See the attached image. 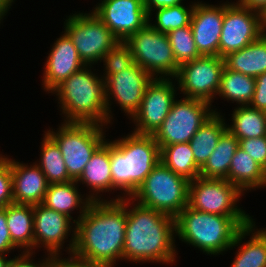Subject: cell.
<instances>
[{
    "mask_svg": "<svg viewBox=\"0 0 266 267\" xmlns=\"http://www.w3.org/2000/svg\"><path fill=\"white\" fill-rule=\"evenodd\" d=\"M189 181L161 161L131 197L136 203L176 217L188 205Z\"/></svg>",
    "mask_w": 266,
    "mask_h": 267,
    "instance_id": "cell-7",
    "label": "cell"
},
{
    "mask_svg": "<svg viewBox=\"0 0 266 267\" xmlns=\"http://www.w3.org/2000/svg\"><path fill=\"white\" fill-rule=\"evenodd\" d=\"M241 147L266 171V136L239 140Z\"/></svg>",
    "mask_w": 266,
    "mask_h": 267,
    "instance_id": "cell-37",
    "label": "cell"
},
{
    "mask_svg": "<svg viewBox=\"0 0 266 267\" xmlns=\"http://www.w3.org/2000/svg\"><path fill=\"white\" fill-rule=\"evenodd\" d=\"M152 80L153 77L136 63L109 76L105 80L108 123L113 119L110 106L112 98V101H117L116 103L129 116L128 118H132L139 110L145 89Z\"/></svg>",
    "mask_w": 266,
    "mask_h": 267,
    "instance_id": "cell-14",
    "label": "cell"
},
{
    "mask_svg": "<svg viewBox=\"0 0 266 267\" xmlns=\"http://www.w3.org/2000/svg\"><path fill=\"white\" fill-rule=\"evenodd\" d=\"M92 11L120 40L148 24L144 0H101Z\"/></svg>",
    "mask_w": 266,
    "mask_h": 267,
    "instance_id": "cell-17",
    "label": "cell"
},
{
    "mask_svg": "<svg viewBox=\"0 0 266 267\" xmlns=\"http://www.w3.org/2000/svg\"><path fill=\"white\" fill-rule=\"evenodd\" d=\"M227 180L243 193L256 188H266V171L241 147L231 160Z\"/></svg>",
    "mask_w": 266,
    "mask_h": 267,
    "instance_id": "cell-24",
    "label": "cell"
},
{
    "mask_svg": "<svg viewBox=\"0 0 266 267\" xmlns=\"http://www.w3.org/2000/svg\"><path fill=\"white\" fill-rule=\"evenodd\" d=\"M124 43L134 58V62L153 78L176 76L177 64L167 33L153 29L149 24L128 36Z\"/></svg>",
    "mask_w": 266,
    "mask_h": 267,
    "instance_id": "cell-8",
    "label": "cell"
},
{
    "mask_svg": "<svg viewBox=\"0 0 266 267\" xmlns=\"http://www.w3.org/2000/svg\"><path fill=\"white\" fill-rule=\"evenodd\" d=\"M167 35L179 66L202 56L197 50L190 25L168 32Z\"/></svg>",
    "mask_w": 266,
    "mask_h": 267,
    "instance_id": "cell-34",
    "label": "cell"
},
{
    "mask_svg": "<svg viewBox=\"0 0 266 267\" xmlns=\"http://www.w3.org/2000/svg\"><path fill=\"white\" fill-rule=\"evenodd\" d=\"M78 184H87L92 192L87 195L92 201H105L101 199L100 192L112 191V176L110 166V142L105 141L92 155L84 168L82 175L76 181ZM96 192V193H95ZM99 194V195H98ZM95 195V196H94Z\"/></svg>",
    "mask_w": 266,
    "mask_h": 267,
    "instance_id": "cell-21",
    "label": "cell"
},
{
    "mask_svg": "<svg viewBox=\"0 0 266 267\" xmlns=\"http://www.w3.org/2000/svg\"><path fill=\"white\" fill-rule=\"evenodd\" d=\"M211 106L209 102L199 99L185 97L178 101L176 99L165 120L153 134L159 148L190 142L208 118L214 113L220 114L217 109H211Z\"/></svg>",
    "mask_w": 266,
    "mask_h": 267,
    "instance_id": "cell-10",
    "label": "cell"
},
{
    "mask_svg": "<svg viewBox=\"0 0 266 267\" xmlns=\"http://www.w3.org/2000/svg\"><path fill=\"white\" fill-rule=\"evenodd\" d=\"M2 1H4L10 8L12 3L14 2V0H2Z\"/></svg>",
    "mask_w": 266,
    "mask_h": 267,
    "instance_id": "cell-47",
    "label": "cell"
},
{
    "mask_svg": "<svg viewBox=\"0 0 266 267\" xmlns=\"http://www.w3.org/2000/svg\"><path fill=\"white\" fill-rule=\"evenodd\" d=\"M261 31L266 35V7L260 12Z\"/></svg>",
    "mask_w": 266,
    "mask_h": 267,
    "instance_id": "cell-44",
    "label": "cell"
},
{
    "mask_svg": "<svg viewBox=\"0 0 266 267\" xmlns=\"http://www.w3.org/2000/svg\"><path fill=\"white\" fill-rule=\"evenodd\" d=\"M64 24V32L86 66L101 62L104 55L120 41L92 11L69 15Z\"/></svg>",
    "mask_w": 266,
    "mask_h": 267,
    "instance_id": "cell-9",
    "label": "cell"
},
{
    "mask_svg": "<svg viewBox=\"0 0 266 267\" xmlns=\"http://www.w3.org/2000/svg\"><path fill=\"white\" fill-rule=\"evenodd\" d=\"M131 204L134 201L126 198L127 223L123 260L167 265L174 263L178 254L175 248V218L138 203L132 208Z\"/></svg>",
    "mask_w": 266,
    "mask_h": 267,
    "instance_id": "cell-2",
    "label": "cell"
},
{
    "mask_svg": "<svg viewBox=\"0 0 266 267\" xmlns=\"http://www.w3.org/2000/svg\"><path fill=\"white\" fill-rule=\"evenodd\" d=\"M110 142L112 190H121L111 201L131 198L160 162V148L153 135L130 133ZM126 195V196H125Z\"/></svg>",
    "mask_w": 266,
    "mask_h": 267,
    "instance_id": "cell-3",
    "label": "cell"
},
{
    "mask_svg": "<svg viewBox=\"0 0 266 267\" xmlns=\"http://www.w3.org/2000/svg\"><path fill=\"white\" fill-rule=\"evenodd\" d=\"M183 0H144V7L148 14V20H153L152 13L160 8H167L179 4H183ZM153 11V12H152Z\"/></svg>",
    "mask_w": 266,
    "mask_h": 267,
    "instance_id": "cell-42",
    "label": "cell"
},
{
    "mask_svg": "<svg viewBox=\"0 0 266 267\" xmlns=\"http://www.w3.org/2000/svg\"><path fill=\"white\" fill-rule=\"evenodd\" d=\"M232 124L227 129L238 139L266 136V112L251 108L249 105L238 106L233 110Z\"/></svg>",
    "mask_w": 266,
    "mask_h": 267,
    "instance_id": "cell-29",
    "label": "cell"
},
{
    "mask_svg": "<svg viewBox=\"0 0 266 267\" xmlns=\"http://www.w3.org/2000/svg\"><path fill=\"white\" fill-rule=\"evenodd\" d=\"M160 161L177 175L189 182L200 177L189 142L164 146L160 149Z\"/></svg>",
    "mask_w": 266,
    "mask_h": 267,
    "instance_id": "cell-31",
    "label": "cell"
},
{
    "mask_svg": "<svg viewBox=\"0 0 266 267\" xmlns=\"http://www.w3.org/2000/svg\"><path fill=\"white\" fill-rule=\"evenodd\" d=\"M237 3L258 12H261L266 7V0H238Z\"/></svg>",
    "mask_w": 266,
    "mask_h": 267,
    "instance_id": "cell-43",
    "label": "cell"
},
{
    "mask_svg": "<svg viewBox=\"0 0 266 267\" xmlns=\"http://www.w3.org/2000/svg\"><path fill=\"white\" fill-rule=\"evenodd\" d=\"M224 19V3L209 5L195 2L190 26L198 52L219 56V40Z\"/></svg>",
    "mask_w": 266,
    "mask_h": 267,
    "instance_id": "cell-18",
    "label": "cell"
},
{
    "mask_svg": "<svg viewBox=\"0 0 266 267\" xmlns=\"http://www.w3.org/2000/svg\"><path fill=\"white\" fill-rule=\"evenodd\" d=\"M194 4L195 2H192V5H189V8H186L184 4H179L157 9L156 13H154L156 21L152 24V20H148V24L153 29L162 33H168L180 27L189 26Z\"/></svg>",
    "mask_w": 266,
    "mask_h": 267,
    "instance_id": "cell-33",
    "label": "cell"
},
{
    "mask_svg": "<svg viewBox=\"0 0 266 267\" xmlns=\"http://www.w3.org/2000/svg\"><path fill=\"white\" fill-rule=\"evenodd\" d=\"M254 219L252 216H223L186 206L176 217V236L207 255L231 250L237 233Z\"/></svg>",
    "mask_w": 266,
    "mask_h": 267,
    "instance_id": "cell-4",
    "label": "cell"
},
{
    "mask_svg": "<svg viewBox=\"0 0 266 267\" xmlns=\"http://www.w3.org/2000/svg\"><path fill=\"white\" fill-rule=\"evenodd\" d=\"M104 127L94 123L63 122L46 133L60 148L69 177L77 181L94 152L106 141Z\"/></svg>",
    "mask_w": 266,
    "mask_h": 267,
    "instance_id": "cell-6",
    "label": "cell"
},
{
    "mask_svg": "<svg viewBox=\"0 0 266 267\" xmlns=\"http://www.w3.org/2000/svg\"><path fill=\"white\" fill-rule=\"evenodd\" d=\"M18 249L11 240L7 227L6 207L0 209V253L7 254L11 250Z\"/></svg>",
    "mask_w": 266,
    "mask_h": 267,
    "instance_id": "cell-40",
    "label": "cell"
},
{
    "mask_svg": "<svg viewBox=\"0 0 266 267\" xmlns=\"http://www.w3.org/2000/svg\"><path fill=\"white\" fill-rule=\"evenodd\" d=\"M246 236H250V240L241 246ZM235 246H239V251L230 267H266V228L258 230L252 221L237 233L231 249Z\"/></svg>",
    "mask_w": 266,
    "mask_h": 267,
    "instance_id": "cell-22",
    "label": "cell"
},
{
    "mask_svg": "<svg viewBox=\"0 0 266 267\" xmlns=\"http://www.w3.org/2000/svg\"><path fill=\"white\" fill-rule=\"evenodd\" d=\"M50 267H102L78 260L72 256L69 258H61V256H53Z\"/></svg>",
    "mask_w": 266,
    "mask_h": 267,
    "instance_id": "cell-41",
    "label": "cell"
},
{
    "mask_svg": "<svg viewBox=\"0 0 266 267\" xmlns=\"http://www.w3.org/2000/svg\"><path fill=\"white\" fill-rule=\"evenodd\" d=\"M104 62L105 71L100 75L106 80L109 76L116 74L122 70L131 67L135 62L129 50V47L124 41H119L113 48H111L102 58Z\"/></svg>",
    "mask_w": 266,
    "mask_h": 267,
    "instance_id": "cell-35",
    "label": "cell"
},
{
    "mask_svg": "<svg viewBox=\"0 0 266 267\" xmlns=\"http://www.w3.org/2000/svg\"><path fill=\"white\" fill-rule=\"evenodd\" d=\"M91 68L85 65L51 93L58 96L62 117L66 118L64 122L94 123L105 127L108 124L105 80Z\"/></svg>",
    "mask_w": 266,
    "mask_h": 267,
    "instance_id": "cell-5",
    "label": "cell"
},
{
    "mask_svg": "<svg viewBox=\"0 0 266 267\" xmlns=\"http://www.w3.org/2000/svg\"><path fill=\"white\" fill-rule=\"evenodd\" d=\"M79 193L78 183L74 180L66 183L49 184L42 205L55 210L56 212L63 213L73 220L71 216L72 211L79 207L78 219H75L76 223L85 214L87 208L91 204L92 200L86 195Z\"/></svg>",
    "mask_w": 266,
    "mask_h": 267,
    "instance_id": "cell-23",
    "label": "cell"
},
{
    "mask_svg": "<svg viewBox=\"0 0 266 267\" xmlns=\"http://www.w3.org/2000/svg\"><path fill=\"white\" fill-rule=\"evenodd\" d=\"M9 9L10 7L4 1L0 0V23L2 21L1 19L5 17Z\"/></svg>",
    "mask_w": 266,
    "mask_h": 267,
    "instance_id": "cell-45",
    "label": "cell"
},
{
    "mask_svg": "<svg viewBox=\"0 0 266 267\" xmlns=\"http://www.w3.org/2000/svg\"><path fill=\"white\" fill-rule=\"evenodd\" d=\"M7 227L12 243L24 251L34 249L33 205L11 203L6 206Z\"/></svg>",
    "mask_w": 266,
    "mask_h": 267,
    "instance_id": "cell-26",
    "label": "cell"
},
{
    "mask_svg": "<svg viewBox=\"0 0 266 267\" xmlns=\"http://www.w3.org/2000/svg\"><path fill=\"white\" fill-rule=\"evenodd\" d=\"M4 157L11 163L14 203L42 204L49 184L37 163L29 166Z\"/></svg>",
    "mask_w": 266,
    "mask_h": 267,
    "instance_id": "cell-20",
    "label": "cell"
},
{
    "mask_svg": "<svg viewBox=\"0 0 266 267\" xmlns=\"http://www.w3.org/2000/svg\"><path fill=\"white\" fill-rule=\"evenodd\" d=\"M254 91L255 78L224 67L217 92L218 96L245 106L251 103Z\"/></svg>",
    "mask_w": 266,
    "mask_h": 267,
    "instance_id": "cell-30",
    "label": "cell"
},
{
    "mask_svg": "<svg viewBox=\"0 0 266 267\" xmlns=\"http://www.w3.org/2000/svg\"><path fill=\"white\" fill-rule=\"evenodd\" d=\"M31 251H23L19 256H15L14 258H10V262L8 267H50V263L52 261L53 256L50 254H47V257L43 259L42 261L34 263V261L31 259L32 257ZM40 262V263H39Z\"/></svg>",
    "mask_w": 266,
    "mask_h": 267,
    "instance_id": "cell-38",
    "label": "cell"
},
{
    "mask_svg": "<svg viewBox=\"0 0 266 267\" xmlns=\"http://www.w3.org/2000/svg\"><path fill=\"white\" fill-rule=\"evenodd\" d=\"M40 161L37 165L46 176L48 184L72 181L67 173L62 153L58 145L45 133L41 142Z\"/></svg>",
    "mask_w": 266,
    "mask_h": 267,
    "instance_id": "cell-32",
    "label": "cell"
},
{
    "mask_svg": "<svg viewBox=\"0 0 266 267\" xmlns=\"http://www.w3.org/2000/svg\"><path fill=\"white\" fill-rule=\"evenodd\" d=\"M225 60L219 56L202 55L179 66L174 77L185 98L199 99L212 105L217 95Z\"/></svg>",
    "mask_w": 266,
    "mask_h": 267,
    "instance_id": "cell-12",
    "label": "cell"
},
{
    "mask_svg": "<svg viewBox=\"0 0 266 267\" xmlns=\"http://www.w3.org/2000/svg\"><path fill=\"white\" fill-rule=\"evenodd\" d=\"M222 114L214 113L193 135L189 144L196 165L201 168L218 144L220 136L227 130Z\"/></svg>",
    "mask_w": 266,
    "mask_h": 267,
    "instance_id": "cell-27",
    "label": "cell"
},
{
    "mask_svg": "<svg viewBox=\"0 0 266 267\" xmlns=\"http://www.w3.org/2000/svg\"><path fill=\"white\" fill-rule=\"evenodd\" d=\"M249 106L266 112V72L255 78V91Z\"/></svg>",
    "mask_w": 266,
    "mask_h": 267,
    "instance_id": "cell-39",
    "label": "cell"
},
{
    "mask_svg": "<svg viewBox=\"0 0 266 267\" xmlns=\"http://www.w3.org/2000/svg\"><path fill=\"white\" fill-rule=\"evenodd\" d=\"M10 258L6 259V254L0 253V267H8Z\"/></svg>",
    "mask_w": 266,
    "mask_h": 267,
    "instance_id": "cell-46",
    "label": "cell"
},
{
    "mask_svg": "<svg viewBox=\"0 0 266 267\" xmlns=\"http://www.w3.org/2000/svg\"><path fill=\"white\" fill-rule=\"evenodd\" d=\"M33 217L34 249L44 247V250L47 251L45 253L52 256H59V252L64 246L63 244L66 242L64 240L72 235L68 244L69 247H67L71 256L75 247L76 223L74 220L63 213L56 212L42 204L33 205ZM72 224H74V227ZM71 231L73 234H70ZM40 244L42 246H40Z\"/></svg>",
    "mask_w": 266,
    "mask_h": 267,
    "instance_id": "cell-16",
    "label": "cell"
},
{
    "mask_svg": "<svg viewBox=\"0 0 266 267\" xmlns=\"http://www.w3.org/2000/svg\"><path fill=\"white\" fill-rule=\"evenodd\" d=\"M63 33L64 34L54 42L45 63L42 87H44V91H48V93H51L70 75L85 66L72 40L65 32Z\"/></svg>",
    "mask_w": 266,
    "mask_h": 267,
    "instance_id": "cell-19",
    "label": "cell"
},
{
    "mask_svg": "<svg viewBox=\"0 0 266 267\" xmlns=\"http://www.w3.org/2000/svg\"><path fill=\"white\" fill-rule=\"evenodd\" d=\"M172 81L158 77L147 85L140 108L131 118L136 126L132 132L153 135L161 126L176 100L177 86Z\"/></svg>",
    "mask_w": 266,
    "mask_h": 267,
    "instance_id": "cell-15",
    "label": "cell"
},
{
    "mask_svg": "<svg viewBox=\"0 0 266 267\" xmlns=\"http://www.w3.org/2000/svg\"><path fill=\"white\" fill-rule=\"evenodd\" d=\"M239 147V140L227 129L206 163L200 168V177L226 179L231 160Z\"/></svg>",
    "mask_w": 266,
    "mask_h": 267,
    "instance_id": "cell-28",
    "label": "cell"
},
{
    "mask_svg": "<svg viewBox=\"0 0 266 267\" xmlns=\"http://www.w3.org/2000/svg\"><path fill=\"white\" fill-rule=\"evenodd\" d=\"M127 223L126 197L119 201H92L75 224L72 257L102 267L123 260Z\"/></svg>",
    "mask_w": 266,
    "mask_h": 267,
    "instance_id": "cell-1",
    "label": "cell"
},
{
    "mask_svg": "<svg viewBox=\"0 0 266 267\" xmlns=\"http://www.w3.org/2000/svg\"><path fill=\"white\" fill-rule=\"evenodd\" d=\"M262 35L260 12L237 2L224 3V19L219 40V57L239 51Z\"/></svg>",
    "mask_w": 266,
    "mask_h": 267,
    "instance_id": "cell-13",
    "label": "cell"
},
{
    "mask_svg": "<svg viewBox=\"0 0 266 267\" xmlns=\"http://www.w3.org/2000/svg\"><path fill=\"white\" fill-rule=\"evenodd\" d=\"M225 66L235 72L256 78L266 72V35L225 58Z\"/></svg>",
    "mask_w": 266,
    "mask_h": 267,
    "instance_id": "cell-25",
    "label": "cell"
},
{
    "mask_svg": "<svg viewBox=\"0 0 266 267\" xmlns=\"http://www.w3.org/2000/svg\"><path fill=\"white\" fill-rule=\"evenodd\" d=\"M14 203L11 163L0 154V209Z\"/></svg>",
    "mask_w": 266,
    "mask_h": 267,
    "instance_id": "cell-36",
    "label": "cell"
},
{
    "mask_svg": "<svg viewBox=\"0 0 266 267\" xmlns=\"http://www.w3.org/2000/svg\"><path fill=\"white\" fill-rule=\"evenodd\" d=\"M243 192L226 179L197 177L189 182L188 207L223 216H250L237 207Z\"/></svg>",
    "mask_w": 266,
    "mask_h": 267,
    "instance_id": "cell-11",
    "label": "cell"
}]
</instances>
